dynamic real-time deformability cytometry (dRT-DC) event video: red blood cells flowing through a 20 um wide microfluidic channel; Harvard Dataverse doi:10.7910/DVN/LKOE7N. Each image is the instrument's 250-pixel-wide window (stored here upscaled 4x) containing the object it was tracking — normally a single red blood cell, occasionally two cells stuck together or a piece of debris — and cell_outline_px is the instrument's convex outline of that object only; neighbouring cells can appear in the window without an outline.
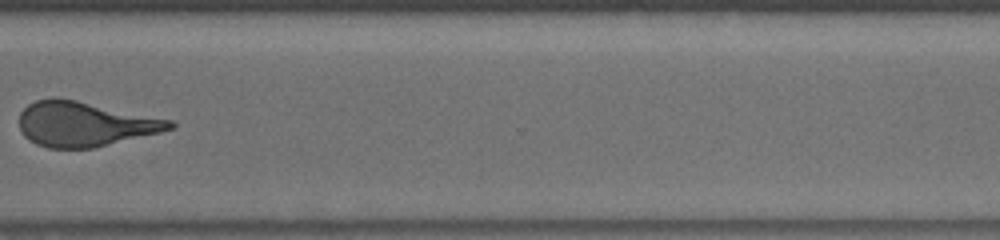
{"species": "human", "species_latin": "Homo sapiens", "temperature_condition": "room temperature", "stored_images_in_passage": 27, "camera_frame_rate_fps": 3000, "um_per_image_px": 0.085, "donor": {"sex": "male"}, "frame": {"image": 1, "passage_image": 23, "time_ms": 13.333, "image_size_px": [1000, 240], "cell_outline_px": [[176, 128], [160, 132], [92, 148], [48, 148], [36, 144], [28, 140], [24, 136], [20, 128], [20, 112], [28, 104], [36, 100], [52, 96], [56, 96], [76, 100], [172, 120], [176, 124]], "centroid_in_image_um": [7.17, 10.53], "position_along_channel_um": 363.4, "area_um2": 39.3}}